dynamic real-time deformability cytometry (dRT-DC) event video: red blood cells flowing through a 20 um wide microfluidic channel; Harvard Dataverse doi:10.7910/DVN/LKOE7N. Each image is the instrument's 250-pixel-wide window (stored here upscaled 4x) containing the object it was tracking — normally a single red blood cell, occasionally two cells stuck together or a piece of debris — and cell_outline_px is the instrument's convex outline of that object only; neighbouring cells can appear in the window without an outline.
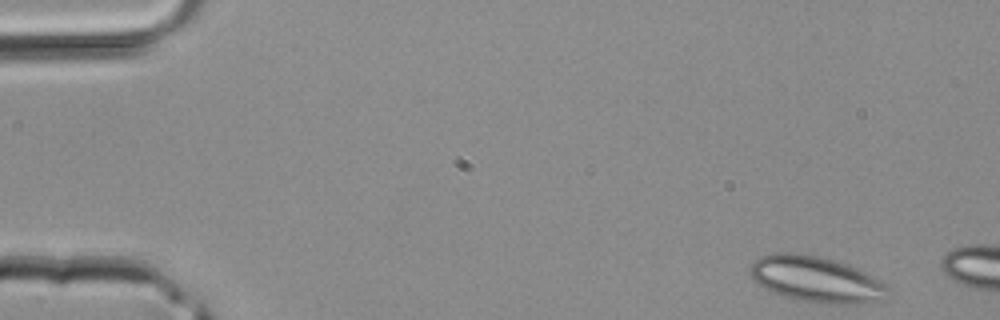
{"species": "common noctule bat (a hibernating species)", "species_latin": "Nyctalus noctula", "temperature_condition": "room temperature", "stored_images_in_passage": 5, "camera_frame_rate_fps": 3000, "um_per_image_px": 0.085, "animal": {"sex": "male", "body_mass_g": 20.4}, "frame": {"image": 1, "passage_image": 1, "time_ms": 0.0, "image_size_px": [1000, 320], "cell_outline_px": [[888, 288], [884, 300], [844, 304], [820, 304], [796, 300], [772, 292], [764, 288], [748, 272], [748, 268], [760, 256], [776, 252], [796, 252], [820, 256], [856, 268], [884, 280]], "centroid_in_image_um": [69.37, 23.74], "position_along_channel_um": 15.6, "area_um2": 36.99}}